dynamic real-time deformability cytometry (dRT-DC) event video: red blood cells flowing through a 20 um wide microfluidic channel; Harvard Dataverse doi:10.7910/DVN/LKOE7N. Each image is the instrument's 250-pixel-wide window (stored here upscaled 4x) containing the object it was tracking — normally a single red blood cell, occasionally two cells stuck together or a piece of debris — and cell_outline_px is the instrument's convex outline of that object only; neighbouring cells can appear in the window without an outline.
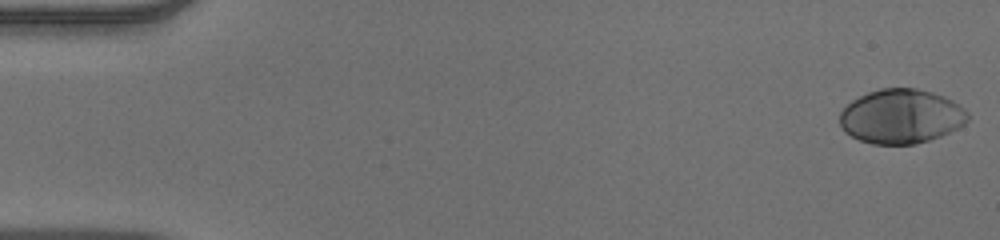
{"species": "human", "species_latin": "Homo sapiens", "temperature_condition": "warm", "stored_images_in_passage": 52, "camera_frame_rate_fps": 3000, "um_per_image_px": 0.085, "donor": {"sex": "male"}, "frame": {"image": 1, "passage_image": 1, "time_ms": 0.0, "image_size_px": [1000, 240], "cell_outline_px": [[968, 120], [964, 124], [940, 136], [916, 144], [872, 144], [860, 140], [844, 132], [840, 124], [840, 112], [852, 100], [868, 92], [880, 88], [916, 88], [932, 92], [944, 96], [952, 100], [964, 108], [968, 112]], "centroid_in_image_um": [76.59, 9.89], "position_along_channel_um": 8.4, "area_um2": 40.46}}
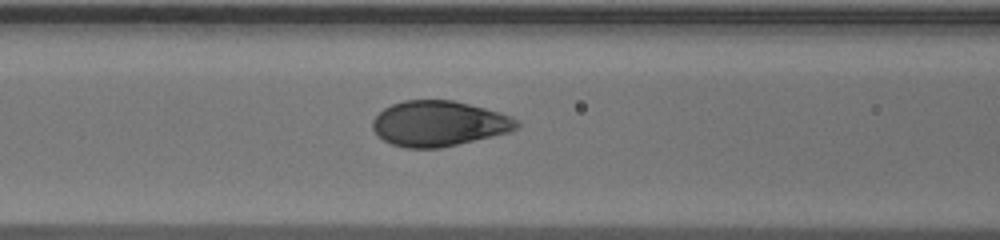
{"frame": {"image": 2, "passage_image": 22, "time_ms": 7.0, "image_size_px": [1000, 240], "cell_outline_px": [[520, 124], [516, 128], [508, 132], [492, 136], [440, 148], [404, 148], [392, 144], [384, 140], [372, 128], [372, 120], [384, 108], [392, 104], [404, 100], [452, 100], [500, 112], [512, 116]], "centroid_in_image_um": [37.29, 10.5], "position_along_channel_um": 129.3, "area_um2": 37.86}}
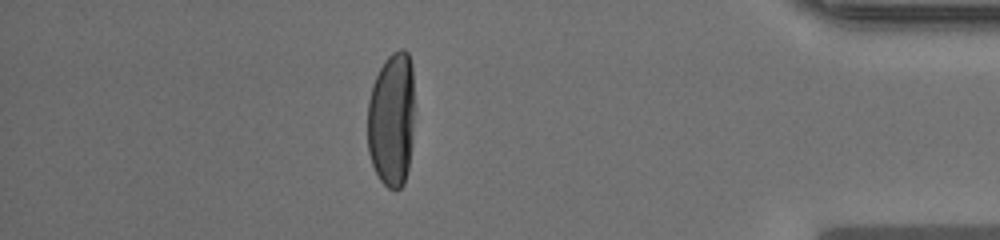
{"frame": {"image": 3, "passage_image": 46, "time_ms": 15.0, "image_size_px": [1000, 240], "cell_outline_px": [[412, 140], [408, 168], [404, 184], [396, 192], [388, 188], [380, 180], [372, 164], [368, 152], [368, 100], [372, 84], [384, 60], [392, 52], [400, 48], [404, 48], [408, 52], [412, 64]], "centroid_in_image_um": [33.27, 10.16], "position_along_channel_um": 401.9, "area_um2": 36.99}, "authors_computed_cell_mechanics": {"area_um2": 39.0728, "velocity_mm_per_s": 3.9003, "shape_relaxation_time_tau1_ms": 3.5915, "shape_relaxation_time_tau2_ms": null, "deformation_change_tau1": 0.2286, "deformation_change_tau2": null}}